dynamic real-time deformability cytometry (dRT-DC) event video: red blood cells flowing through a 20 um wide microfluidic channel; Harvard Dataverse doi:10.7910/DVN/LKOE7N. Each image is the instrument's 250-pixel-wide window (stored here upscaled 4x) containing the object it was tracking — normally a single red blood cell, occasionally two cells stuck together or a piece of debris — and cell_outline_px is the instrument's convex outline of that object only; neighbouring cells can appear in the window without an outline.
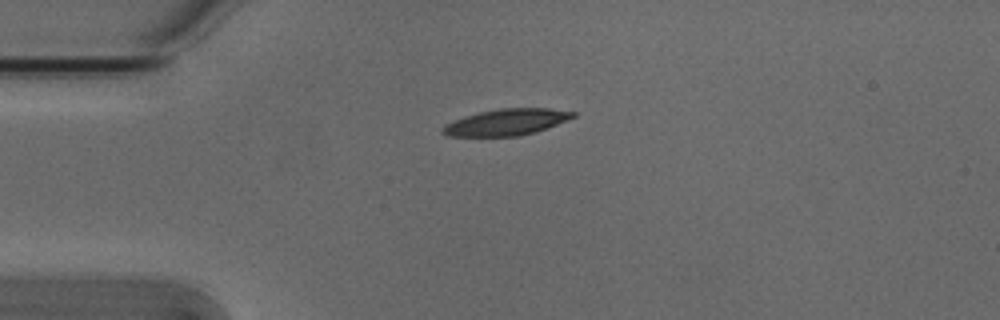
{"species": "Egyptian fruit bat (a non-hibernating species)", "species_latin": "Rousettus aegyptiacus", "temperature_condition": "cold", "stored_images_in_passage": 2, "camera_frame_rate_fps": 3000, "um_per_image_px": 0.085, "animal": {"sex": "male"}, "frame": {"image": 1, "passage_image": 1, "time_ms": 0.0, "image_size_px": [1000, 320], "cell_outline_px": [[576, 116], [568, 120], [548, 128], [536, 132], [516, 136], [448, 136], [440, 132], [440, 128], [444, 124], [480, 112], [500, 108], [548, 108], [576, 112]], "centroid_in_image_um": [43.07, 10.39], "position_along_channel_um": 41.9, "area_um2": 20.0}}